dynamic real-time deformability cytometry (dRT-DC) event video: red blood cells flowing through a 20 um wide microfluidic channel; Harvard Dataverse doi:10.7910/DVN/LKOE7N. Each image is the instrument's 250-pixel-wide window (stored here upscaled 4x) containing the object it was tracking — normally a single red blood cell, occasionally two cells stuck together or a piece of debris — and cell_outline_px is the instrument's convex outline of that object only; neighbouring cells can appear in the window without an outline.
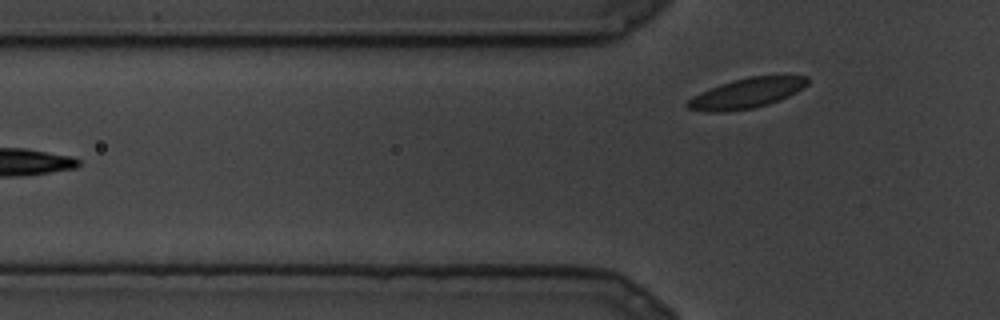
{"species": "common noctule bat (a hibernating species)", "species_latin": "Nyctalus noctula", "temperature_condition": "cold", "stored_images_in_passage": 10, "segment_of_instrument_passage": [2, 2], "camera_frame_rate_fps": 3000, "um_per_image_px": 0.085, "animal": {"sex": "male", "body_mass_g": 19.5, "forearm_length_mm": 54.6}, "frame": {"image": 1, "passage_image": 10, "time_ms": 3.0, "image_size_px": [1000, 320], "cell_outline_px": [[808, 84], [796, 92], [780, 100], [768, 104], [752, 108], [724, 112], [708, 112], [688, 108], [684, 104], [688, 100], [720, 84], [752, 76], [808, 76]], "centroid_in_image_um": [63.49, 7.93], "position_along_channel_um": 62.3, "area_um2": 20.52}}